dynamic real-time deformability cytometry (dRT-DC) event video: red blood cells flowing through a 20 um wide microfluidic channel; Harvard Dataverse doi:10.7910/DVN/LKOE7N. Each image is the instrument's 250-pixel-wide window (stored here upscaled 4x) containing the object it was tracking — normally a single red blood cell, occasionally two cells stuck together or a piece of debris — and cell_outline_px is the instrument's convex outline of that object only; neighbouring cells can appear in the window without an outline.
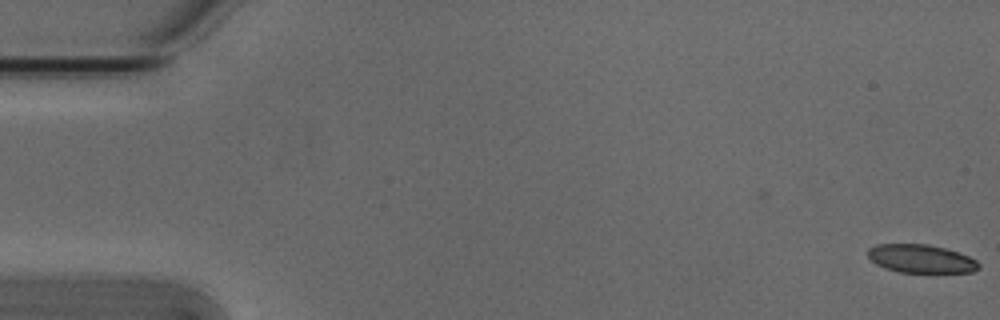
{"species": "Egyptian fruit bat (a non-hibernating species)", "species_latin": "Rousettus aegyptiacus", "temperature_condition": "cold", "stored_images_in_passage": 5, "camera_frame_rate_fps": 3000, "um_per_image_px": 0.085, "animal": {"sex": "male"}, "frame": {"image": 1, "passage_image": 1, "time_ms": 0.0, "image_size_px": [1000, 320], "cell_outline_px": [[980, 268], [972, 272], [900, 272], [884, 268], [876, 264], [868, 256], [868, 248], [876, 244], [928, 244], [944, 248], [968, 256], [976, 260], [980, 264]], "centroid_in_image_um": [78.27, 21.99], "position_along_channel_um": 6.7, "area_um2": 18.21}}
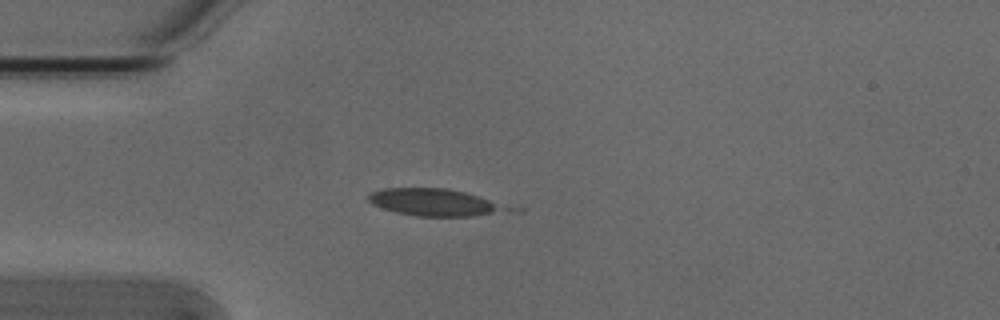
{"frame": {"image": 2, "passage_image": 5, "time_ms": 1.333, "image_size_px": [1000, 320], "cell_outline_px": [[524, 212], [472, 216], [416, 216], [396, 212], [372, 204], [368, 200], [368, 196], [372, 192], [384, 188], [444, 188], [464, 192], [480, 196], [524, 208]], "centroid_in_image_um": [37.27, 17.23], "position_along_channel_um": 47.7, "area_um2": 22.95}}